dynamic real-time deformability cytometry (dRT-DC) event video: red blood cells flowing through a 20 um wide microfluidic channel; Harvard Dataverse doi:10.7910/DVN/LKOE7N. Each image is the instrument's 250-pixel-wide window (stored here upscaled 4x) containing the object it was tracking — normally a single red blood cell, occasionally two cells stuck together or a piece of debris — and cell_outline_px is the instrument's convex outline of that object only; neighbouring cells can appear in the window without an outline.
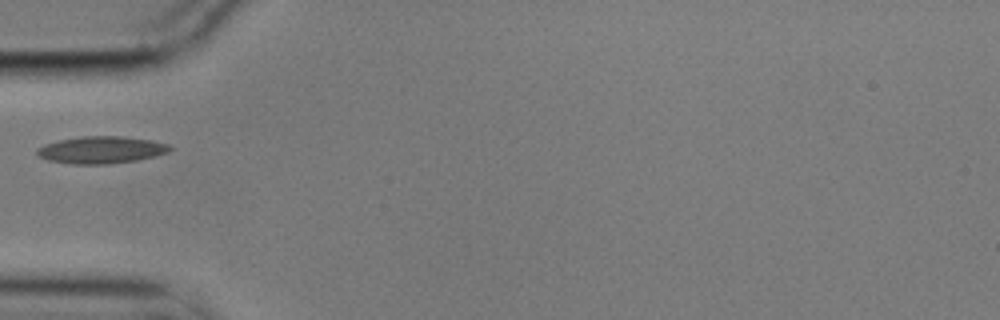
{"species": "common noctule bat (a hibernating species)", "species_latin": "Nyctalus noctula", "temperature_condition": "cold", "stored_images_in_passage": 4, "camera_frame_rate_fps": 3000, "um_per_image_px": 0.085, "animal": {"sex": "male", "body_mass_g": 17.9}, "frame": {"image": 1, "passage_image": 4, "time_ms": 1.0, "image_size_px": [1000, 320], "cell_outline_px": [[172, 148], [168, 152], [136, 160], [108, 164], [72, 164], [48, 160], [36, 156], [36, 148], [44, 144], [60, 140], [84, 136], [120, 136], [152, 140], [168, 144]], "centroid_in_image_um": [8.56, 12.74], "position_along_channel_um": 76.4, "area_um2": 20.92}}